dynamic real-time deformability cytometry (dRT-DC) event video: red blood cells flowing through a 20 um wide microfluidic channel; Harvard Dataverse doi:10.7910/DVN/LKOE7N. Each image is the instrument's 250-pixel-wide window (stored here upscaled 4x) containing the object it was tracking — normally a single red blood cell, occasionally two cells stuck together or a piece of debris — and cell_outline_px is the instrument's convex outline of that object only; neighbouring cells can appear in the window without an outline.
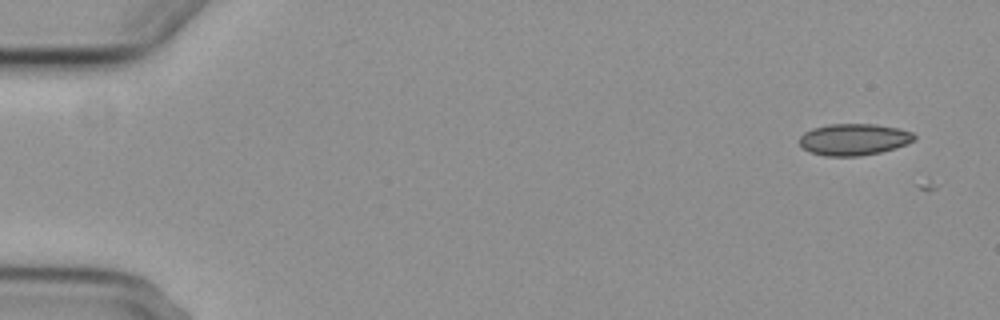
{"species": "common noctule bat (a hibernating species)", "species_latin": "Nyctalus noctula", "temperature_condition": "cold", "stored_images_in_passage": 5, "camera_frame_rate_fps": 3000, "um_per_image_px": 0.085, "animal": {"sex": "female", "body_mass_g": 29.2, "forearm_length_mm": 56.3}, "frame": {"image": 1, "passage_image": 1, "time_ms": 0.0, "image_size_px": [1000, 320], "cell_outline_px": [[916, 140], [896, 148], [880, 152], [860, 156], [824, 156], [812, 152], [804, 148], [800, 144], [800, 136], [804, 132], [812, 128], [828, 124], [876, 124], [896, 128], [912, 132], [916, 136]], "centroid_in_image_um": [72.59, 11.85], "position_along_channel_um": 12.4, "area_um2": 21.15}}
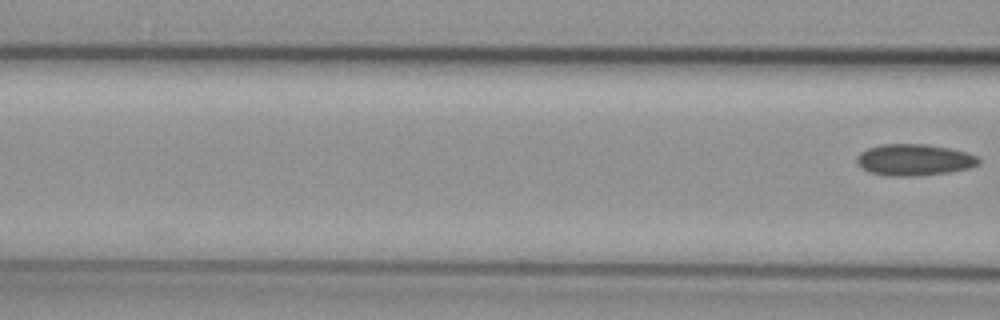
{"frame": {"image": 2, "passage_image": 5, "time_ms": 5.667, "image_size_px": [1000, 320], "cell_outline_px": [[980, 164], [968, 168], [948, 172], [912, 176], [888, 176], [872, 172], [860, 168], [856, 160], [856, 156], [860, 152], [868, 148], [880, 144], [928, 144], [968, 152], [980, 156]], "centroid_in_image_um": [77.72, 13.57], "position_along_channel_um": 88.9, "area_um2": 22.48}}